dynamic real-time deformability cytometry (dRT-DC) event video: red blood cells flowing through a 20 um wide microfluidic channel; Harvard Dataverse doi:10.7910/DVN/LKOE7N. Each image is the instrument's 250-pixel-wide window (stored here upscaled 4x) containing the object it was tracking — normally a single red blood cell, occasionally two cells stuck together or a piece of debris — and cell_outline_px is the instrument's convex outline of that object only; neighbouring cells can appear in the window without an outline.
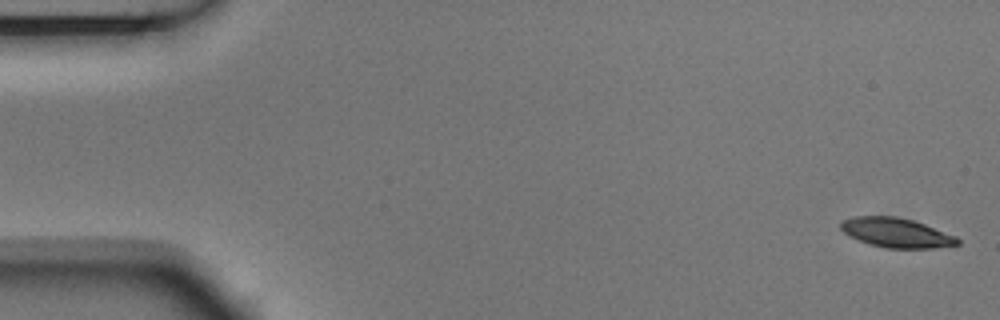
{"species": "Egyptian fruit bat (a non-hibernating species)", "species_latin": "Rousettus aegyptiacus", "temperature_condition": "room temperature", "stored_images_in_passage": 4, "camera_frame_rate_fps": 3000, "um_per_image_px": 0.085, "animal": {"sex": "male"}, "frame": {"image": 1, "passage_image": 1, "time_ms": 0.0, "image_size_px": [1000, 320], "cell_outline_px": [[960, 244], [932, 248], [888, 248], [868, 244], [844, 232], [840, 228], [840, 224], [844, 220], [852, 216], [896, 216], [912, 220], [924, 224], [956, 236], [960, 240]], "centroid_in_image_um": [76.2, 19.78], "position_along_channel_um": 8.8, "area_um2": 19.88}}